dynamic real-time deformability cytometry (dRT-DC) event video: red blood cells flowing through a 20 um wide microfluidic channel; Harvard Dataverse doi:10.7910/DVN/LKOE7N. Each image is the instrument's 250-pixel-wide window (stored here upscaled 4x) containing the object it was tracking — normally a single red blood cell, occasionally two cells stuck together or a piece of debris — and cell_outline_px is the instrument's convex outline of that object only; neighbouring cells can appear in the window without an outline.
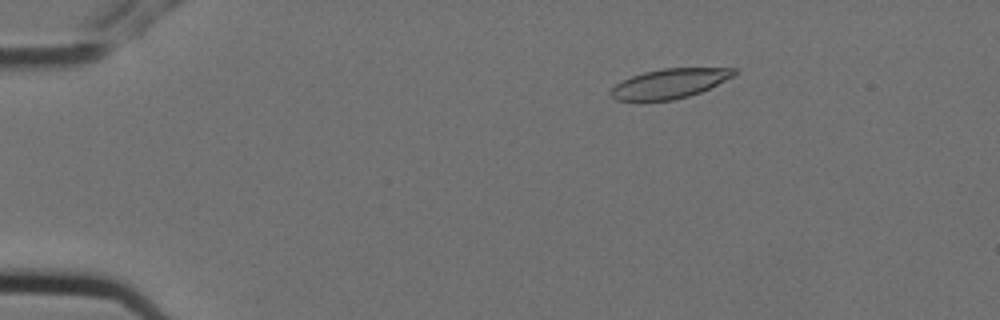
{"species": "Egyptian fruit bat (a non-hibernating species)", "species_latin": "Rousettus aegyptiacus", "temperature_condition": "cold", "stored_images_in_passage": 5, "camera_frame_rate_fps": 3000, "um_per_image_px": 0.085, "animal": {"sex": "female"}, "frame": {"image": 1, "passage_image": 5, "time_ms": 1.333, "image_size_px": [1000, 320], "cell_outline_px": [[736, 72], [732, 76], [700, 92], [688, 96], [672, 100], [616, 100], [608, 92], [616, 84], [632, 76], [644, 72], [664, 68], [736, 68]], "centroid_in_image_um": [56.88, 7.09], "position_along_channel_um": 28.1, "area_um2": 20.81}}